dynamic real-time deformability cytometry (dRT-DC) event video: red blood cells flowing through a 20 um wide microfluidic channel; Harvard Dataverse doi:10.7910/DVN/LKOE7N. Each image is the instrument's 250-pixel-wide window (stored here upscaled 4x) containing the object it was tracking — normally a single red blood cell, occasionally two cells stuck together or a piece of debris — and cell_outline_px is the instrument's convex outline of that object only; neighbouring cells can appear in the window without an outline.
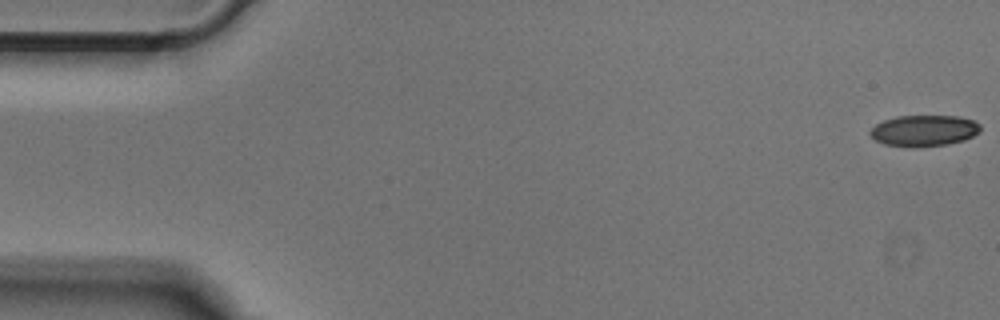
{"species": "Egyptian fruit bat (a non-hibernating species)", "species_latin": "Rousettus aegyptiacus", "temperature_condition": "cold", "stored_images_in_passage": 51, "camera_frame_rate_fps": 3000, "um_per_image_px": 0.085, "animal": {"sex": "male"}, "frame": {"image": 1, "passage_image": 1, "time_ms": 0.0, "image_size_px": [1000, 320], "cell_outline_px": [[980, 132], [964, 140], [948, 144], [916, 148], [912, 148], [884, 144], [876, 140], [868, 132], [876, 124], [884, 120], [896, 116], [956, 116], [972, 120], [980, 124]], "centroid_in_image_um": [78.53, 11.12], "position_along_channel_um": 6.5, "area_um2": 20.11}}
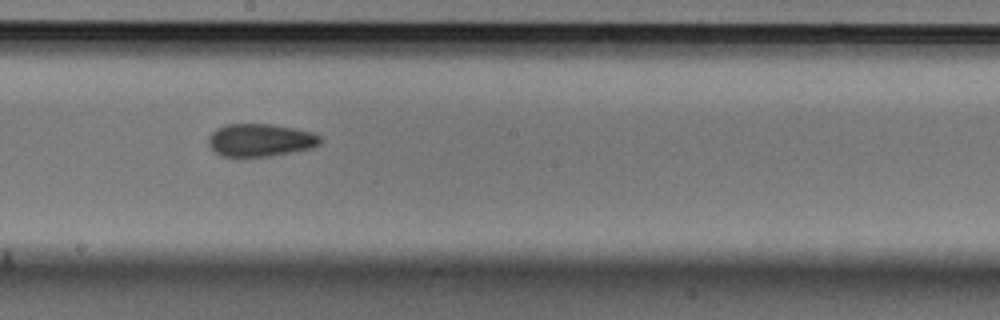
{"frame": {"image": 2, "passage_image": 28, "time_ms": 9.0, "image_size_px": [1000, 320], "cell_outline_px": [[324, 140], [320, 144], [312, 148], [272, 156], [220, 156], [208, 144], [208, 136], [216, 128], [224, 124], [272, 124], [312, 132], [320, 136]], "centroid_in_image_um": [22.13, 11.9], "position_along_channel_um": 226.1, "area_um2": 21.44}}
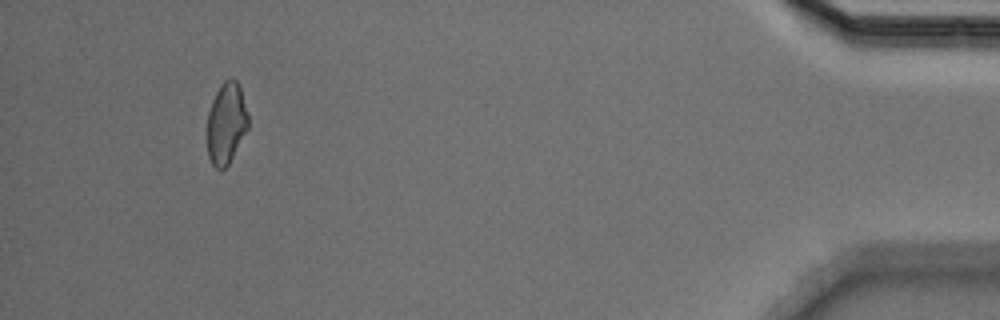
{"frame": {"image": 3, "passage_image": 48, "time_ms": 15.667, "image_size_px": [1000, 320], "cell_outline_px": [[248, 128], [228, 164], [224, 168], [216, 168], [212, 164], [208, 156], [208, 112], [212, 100], [216, 92], [224, 80], [232, 76], [240, 84], [248, 116]], "centroid_in_image_um": [19.24, 10.42], "position_along_channel_um": 416.0, "area_um2": 19.31}}